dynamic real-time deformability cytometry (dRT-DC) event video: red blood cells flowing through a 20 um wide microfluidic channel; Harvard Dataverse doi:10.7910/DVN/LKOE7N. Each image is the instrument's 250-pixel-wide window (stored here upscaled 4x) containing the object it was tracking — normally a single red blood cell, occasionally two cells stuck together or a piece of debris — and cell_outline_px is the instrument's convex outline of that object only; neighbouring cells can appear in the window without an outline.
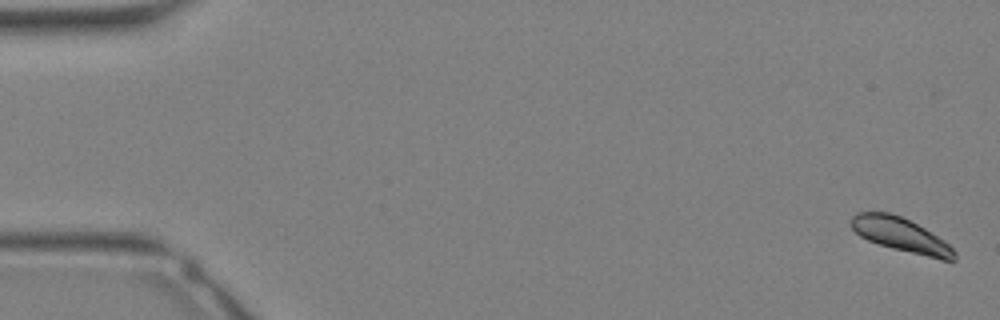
{"species": "Egyptian fruit bat (a non-hibernating species)", "species_latin": "Rousettus aegyptiacus", "temperature_condition": "warm", "stored_images_in_passage": 15, "camera_frame_rate_fps": 3000, "um_per_image_px": 0.085, "animal": {"sex": "female"}, "frame": {"image": 1, "passage_image": 1, "time_ms": 0.0, "image_size_px": [1000, 320], "cell_outline_px": [[956, 260], [940, 260], [892, 248], [868, 240], [860, 236], [852, 228], [852, 216], [856, 212], [888, 212], [900, 216], [924, 228], [944, 240], [956, 252]], "centroid_in_image_um": [76.59, 19.97], "position_along_channel_um": 8.4, "area_um2": 20.23}}
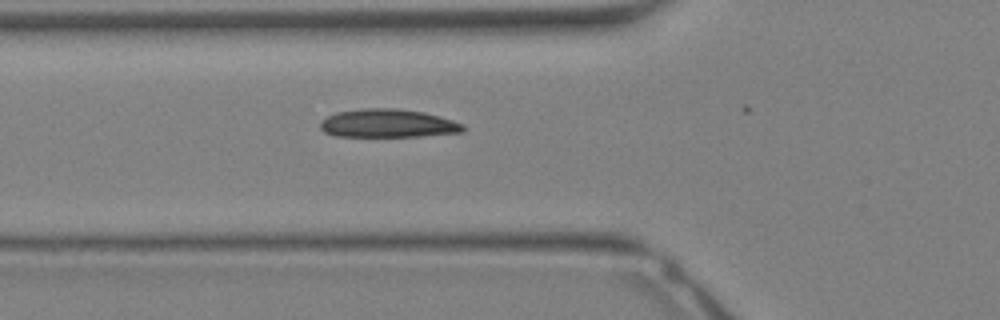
{"frame": {"image": 2, "passage_image": 12, "time_ms": 3.667, "image_size_px": [1000, 320], "cell_outline_px": [[468, 128], [464, 132], [420, 136], [336, 136], [324, 132], [320, 128], [320, 124], [328, 116], [336, 112], [364, 108], [396, 108], [424, 112], [440, 116], [464, 124]], "centroid_in_image_um": [33.02, 10.48], "position_along_channel_um": 92.8, "area_um2": 23.64}}
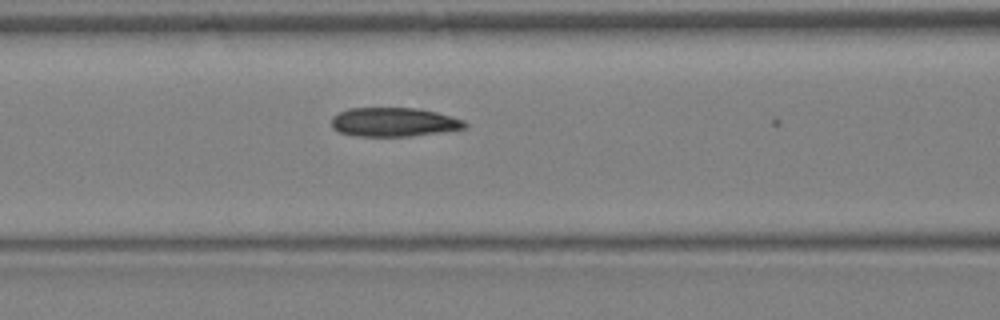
{"frame": {"image": 3, "passage_image": 14, "time_ms": 4.333, "image_size_px": [1000, 320], "cell_outline_px": [[468, 124], [464, 128], [412, 136], [360, 136], [340, 132], [332, 128], [332, 116], [348, 108], [416, 108], [436, 112], [464, 120]], "centroid_in_image_um": [33.46, 10.37], "position_along_channel_um": 133.1, "area_um2": 22.31}}